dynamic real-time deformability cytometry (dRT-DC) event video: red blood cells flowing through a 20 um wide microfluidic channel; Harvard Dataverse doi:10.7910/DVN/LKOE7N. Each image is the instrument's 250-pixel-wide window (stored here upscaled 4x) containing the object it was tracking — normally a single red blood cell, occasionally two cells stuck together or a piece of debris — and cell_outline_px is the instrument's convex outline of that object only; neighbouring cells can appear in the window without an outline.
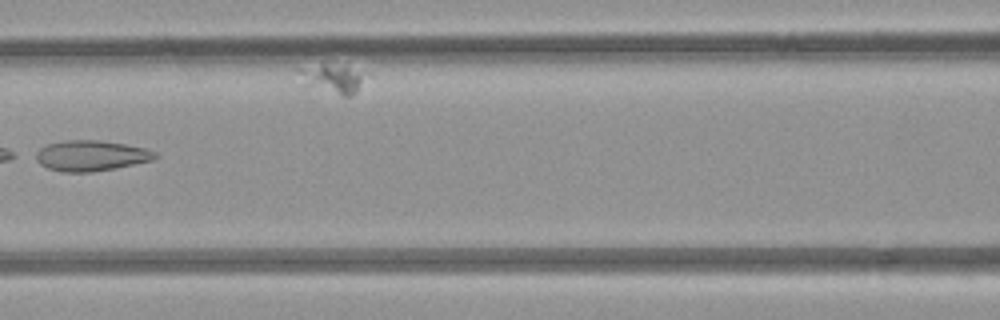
{"species": "common noctule bat (a hibernating species)", "species_latin": "Nyctalus noctula", "temperature_condition": "room temperature", "stored_images_in_passage": 7, "camera_frame_rate_fps": 3000, "um_per_image_px": 0.085, "animal": {"sex": "female", "body_mass_g": 21.9}, "frame": {"image": 1, "passage_image": 5, "time_ms": 5.333, "image_size_px": [1000, 320], "cell_outline_px": [[160, 156], [152, 160], [116, 168], [92, 172], [64, 172], [48, 168], [40, 164], [28, 156], [40, 148], [48, 144], [64, 140], [100, 140], [124, 144], [144, 148], [156, 152]], "centroid_in_image_um": [7.66, 13.23], "position_along_channel_um": 158.9, "area_um2": 21.56}}
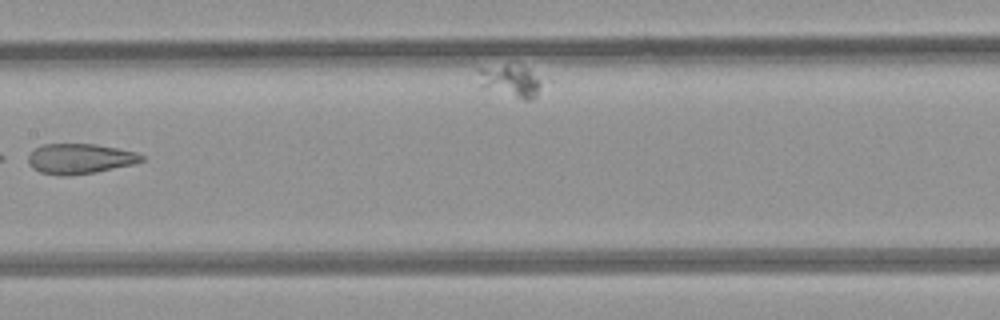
{"frame": {"image": 2, "passage_image": 6, "time_ms": 6.333, "image_size_px": [1000, 320], "cell_outline_px": [[144, 160], [132, 164], [96, 172], [64, 176], [60, 176], [40, 172], [32, 168], [28, 164], [28, 156], [36, 148], [44, 144], [96, 144], [136, 152], [144, 156]], "centroid_in_image_um": [6.77, 13.49], "position_along_channel_um": 200.6, "area_um2": 19.83}}